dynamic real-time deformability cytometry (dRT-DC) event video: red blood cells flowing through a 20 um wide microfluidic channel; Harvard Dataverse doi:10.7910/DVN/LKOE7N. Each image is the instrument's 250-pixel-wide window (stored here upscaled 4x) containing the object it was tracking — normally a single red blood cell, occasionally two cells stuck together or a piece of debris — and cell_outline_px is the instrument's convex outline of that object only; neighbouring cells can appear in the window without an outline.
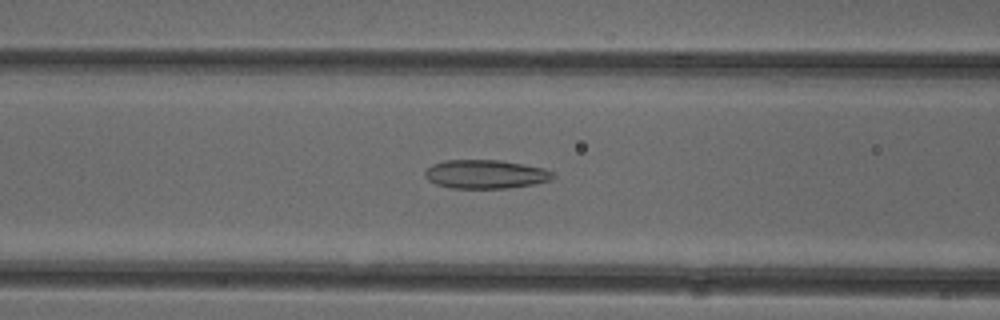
{"species": "common noctule bat (a hibernating species)", "species_latin": "Nyctalus noctula", "temperature_condition": "cold", "stored_images_in_passage": 35, "camera_frame_rate_fps": 3000, "um_per_image_px": 0.085, "animal": {"sex": "female"}, "frame": {"image": 1, "passage_image": 6, "time_ms": 1.667, "image_size_px": [1000, 320], "cell_outline_px": [[556, 176], [552, 180], [536, 184], [508, 188], [452, 188], [436, 184], [428, 180], [424, 176], [424, 172], [432, 164], [444, 160], [500, 160], [524, 164], [544, 168], [552, 172]], "centroid_in_image_um": [41.29, 14.81], "position_along_channel_um": 125.3, "area_um2": 21.62}}
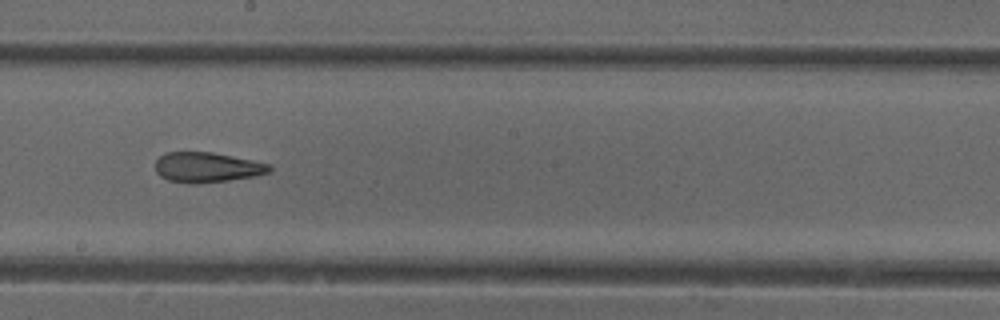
{"frame": {"image": 2, "passage_image": 14, "time_ms": 4.333, "image_size_px": [1000, 320], "cell_outline_px": [[272, 172], [256, 176], [228, 180], [196, 184], [188, 184], [168, 180], [160, 176], [156, 172], [156, 160], [164, 152], [212, 152], [272, 164]], "centroid_in_image_um": [17.62, 14.23], "position_along_channel_um": 230.6, "area_um2": 20.23}}
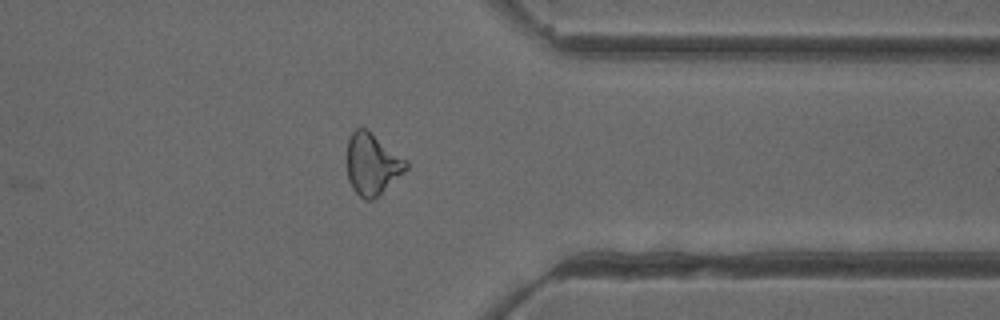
{"frame": {"image": 3, "passage_image": 26, "time_ms": 8.333, "image_size_px": [1000, 320], "cell_outline_px": [[408, 168], [380, 196], [372, 200], [364, 200], [352, 188], [348, 180], [344, 164], [348, 136], [356, 128], [368, 128], [408, 160]], "centroid_in_image_um": [31.6, 13.93], "position_along_channel_um": 379.8, "area_um2": 22.25}, "authors_computed_cell_mechanics": {"area_um2": 20.9236, "velocity_mm_per_s": 3.943, "shape_relaxation_time_tau1_ms": 8.183, "shape_relaxation_time_tau2_ms": 2.6618, "deformation_change_tau1": 0.1701, "deformation_change_tau2": 0.1123}}